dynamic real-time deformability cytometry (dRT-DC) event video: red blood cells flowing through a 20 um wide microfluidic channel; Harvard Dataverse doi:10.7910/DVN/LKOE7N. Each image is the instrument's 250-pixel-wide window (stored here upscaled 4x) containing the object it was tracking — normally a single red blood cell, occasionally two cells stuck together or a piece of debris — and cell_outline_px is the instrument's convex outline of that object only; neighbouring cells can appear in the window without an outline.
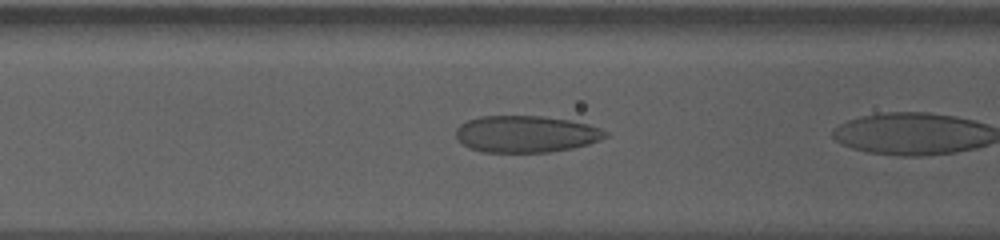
{"species": "human", "species_latin": "Homo sapiens", "temperature_condition": "cold", "stored_images_in_passage": 26, "camera_frame_rate_fps": 3000, "um_per_image_px": 0.085, "donor": {"sex": "male"}, "frame": {"image": 1, "passage_image": 5, "time_ms": 1.333, "image_size_px": [1000, 240], "cell_outline_px": [[608, 136], [600, 140], [588, 144], [572, 148], [548, 152], [484, 152], [468, 148], [456, 136], [456, 128], [460, 124], [468, 120], [480, 116], [540, 116], [568, 120], [588, 124], [600, 128], [608, 132]], "centroid_in_image_um": [44.71, 11.39], "position_along_channel_um": 121.9, "area_um2": 31.96}}
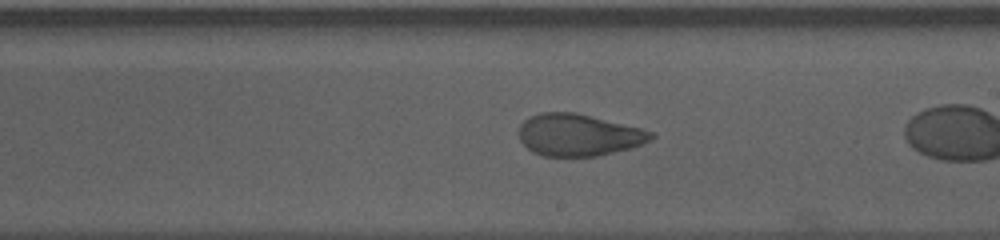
{"frame": {"image": 2, "passage_image": 15, "time_ms": 4.667, "image_size_px": [1000, 240], "cell_outline_px": [[656, 136], [652, 140], [632, 148], [596, 156], [544, 156], [532, 152], [520, 140], [520, 124], [524, 120], [540, 112], [576, 112], [640, 128], [652, 132]], "centroid_in_image_um": [49.19, 11.47], "position_along_channel_um": 239.8, "area_um2": 32.25}}
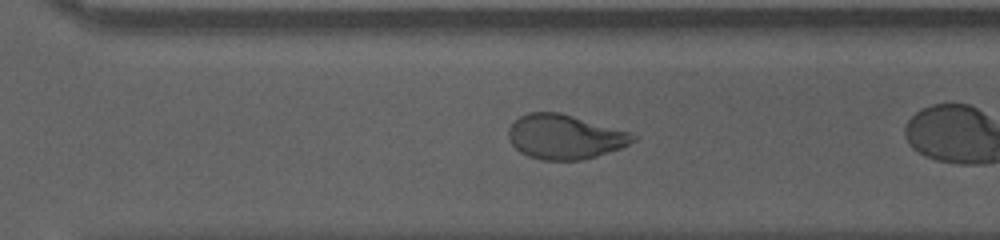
{"frame": {"image": 3, "passage_image": 22, "time_ms": 7.0, "image_size_px": [1000, 240], "cell_outline_px": [[640, 136], [636, 140], [620, 148], [596, 156], [580, 160], [540, 160], [528, 156], [520, 152], [508, 140], [508, 128], [520, 116], [528, 112], [560, 112], [632, 132]], "centroid_in_image_um": [48.02, 11.62], "position_along_channel_um": 322.6, "area_um2": 32.48}}